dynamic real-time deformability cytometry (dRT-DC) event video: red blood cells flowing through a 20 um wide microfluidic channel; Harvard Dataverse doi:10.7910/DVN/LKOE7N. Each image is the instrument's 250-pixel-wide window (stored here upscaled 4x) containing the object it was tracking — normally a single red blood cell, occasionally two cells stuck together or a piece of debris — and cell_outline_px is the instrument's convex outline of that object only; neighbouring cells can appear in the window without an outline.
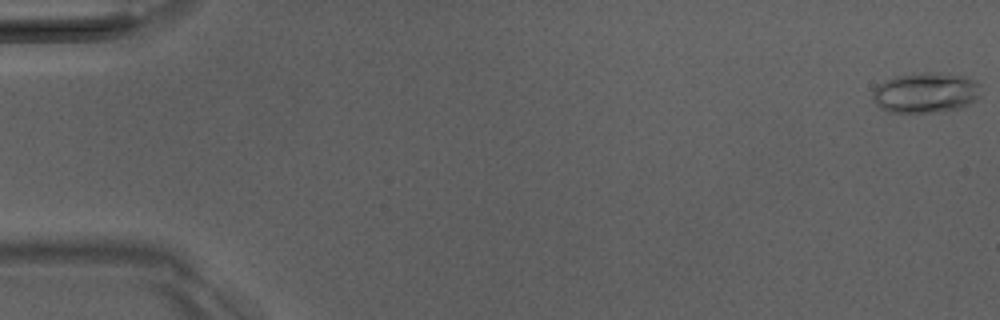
{"species": "Egyptian fruit bat (a non-hibernating species)", "species_latin": "Rousettus aegyptiacus", "temperature_condition": "room temperature", "stored_images_in_passage": 52, "camera_frame_rate_fps": 3000, "um_per_image_px": 0.085, "animal": {"sex": "male"}, "frame": {"image": 1, "passage_image": 1, "time_ms": 0.0, "image_size_px": [1000, 320], "cell_outline_px": [[980, 96], [976, 100], [964, 108], [940, 112], [888, 112], [880, 108], [876, 104], [872, 96], [872, 92], [880, 84], [896, 76], [924, 72], [940, 72], [964, 76], [976, 80], [980, 84]], "centroid_in_image_um": [78.75, 7.89], "position_along_channel_um": 6.3, "area_um2": 25.72}}
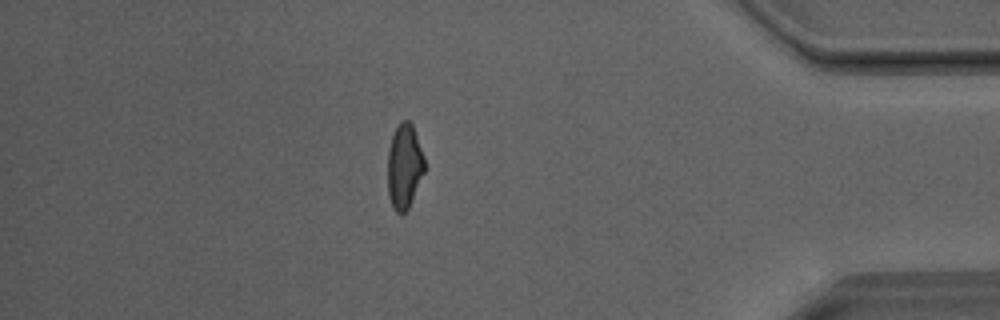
{"frame": {"image": 2, "passage_image": 45, "time_ms": 14.667, "image_size_px": [1000, 320], "cell_outline_px": [[424, 172], [408, 208], [404, 212], [396, 212], [392, 208], [388, 196], [388, 152], [392, 136], [400, 120], [408, 120], [412, 124], [424, 156]], "centroid_in_image_um": [34.35, 14.13], "position_along_channel_um": 400.8, "area_um2": 18.03}}
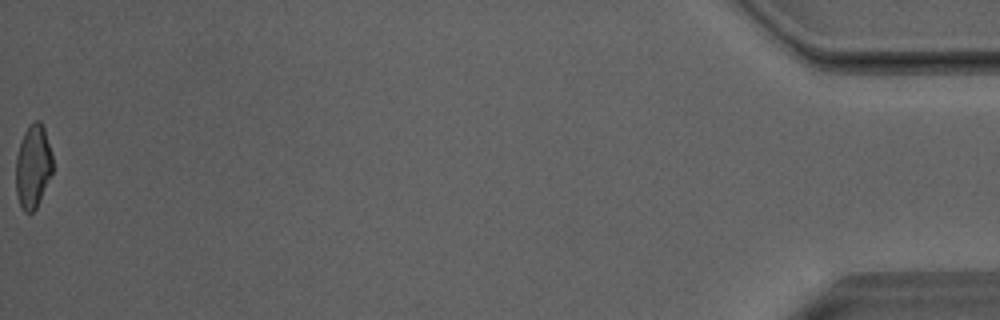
{"frame": {"image": 3, "passage_image": 52, "time_ms": 17.0, "image_size_px": [1000, 320], "cell_outline_px": [[52, 172], [40, 200], [36, 208], [32, 212], [24, 212], [20, 208], [16, 192], [16, 156], [24, 132], [36, 120], [40, 120], [44, 128], [52, 156]], "centroid_in_image_um": [2.79, 14.18], "position_along_channel_um": 432.4, "area_um2": 17.69}, "authors_computed_cell_mechanics": {"area_um2": 19.074, "velocity_mm_per_s": 4.0547, "shape_relaxation_time_tau1_ms": 4.6703, "shape_relaxation_time_tau2_ms": 1.8353, "deformation_change_tau1": 0.1535, "deformation_change_tau2": 0.0805}}